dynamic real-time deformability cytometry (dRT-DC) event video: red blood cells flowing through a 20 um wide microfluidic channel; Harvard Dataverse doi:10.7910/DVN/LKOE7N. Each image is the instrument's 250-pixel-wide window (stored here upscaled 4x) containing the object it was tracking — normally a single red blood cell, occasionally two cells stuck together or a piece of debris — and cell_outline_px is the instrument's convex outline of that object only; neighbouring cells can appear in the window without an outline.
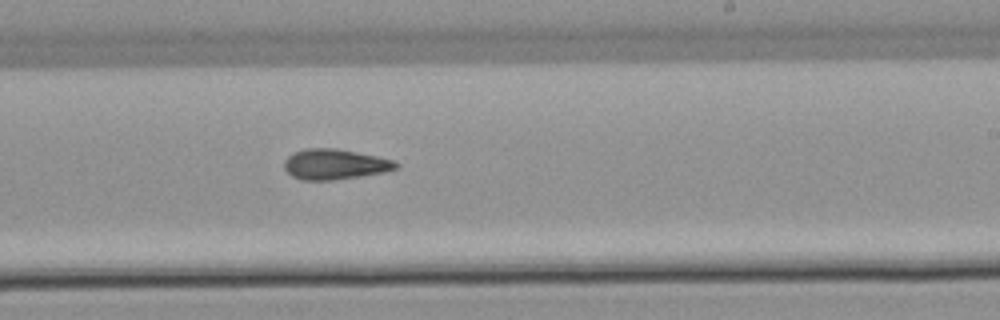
{"species": "common noctule bat (a hibernating species)", "species_latin": "Nyctalus noctula", "temperature_condition": "warm", "stored_images_in_passage": 12, "camera_frame_rate_fps": 3000, "um_per_image_px": 0.085, "animal": {"sex": "male", "body_mass_g": 21.5, "forearm_length_mm": 52.0}, "frame": {"image": 1, "passage_image": 12, "time_ms": 14.333, "image_size_px": [1000, 320], "cell_outline_px": [[400, 164], [396, 168], [384, 172], [332, 180], [300, 180], [292, 176], [284, 168], [284, 160], [292, 152], [308, 148], [336, 148], [376, 156], [392, 160]], "centroid_in_image_um": [28.41, 13.96], "position_along_channel_um": 260.6, "area_um2": 19.65}}